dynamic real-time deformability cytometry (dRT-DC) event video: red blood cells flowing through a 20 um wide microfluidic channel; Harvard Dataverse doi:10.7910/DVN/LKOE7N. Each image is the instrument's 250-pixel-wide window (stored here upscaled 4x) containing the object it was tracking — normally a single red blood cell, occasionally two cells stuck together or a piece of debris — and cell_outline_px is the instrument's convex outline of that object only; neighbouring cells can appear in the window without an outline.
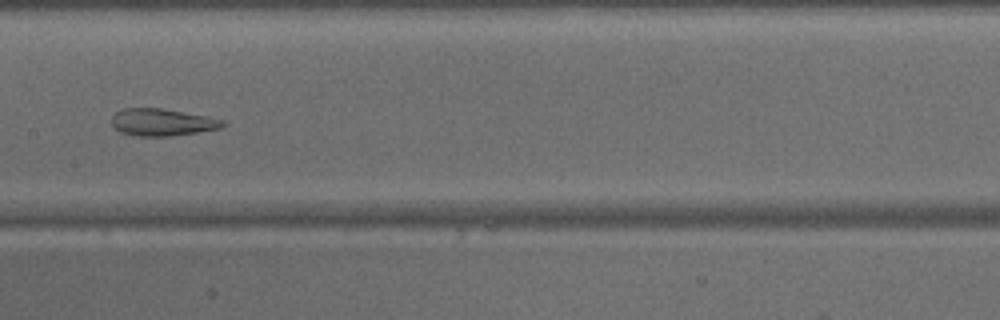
{"species": "common noctule bat (a hibernating species)", "species_latin": "Nyctalus noctula", "temperature_condition": "warm", "stored_images_in_passage": 35, "segment_of_instrument_passage": [1, 2], "camera_frame_rate_fps": 3000, "um_per_image_px": 0.085, "animal": {"sex": "male", "body_mass_g": 15.6}, "frame": {"image": 1, "passage_image": 10, "time_ms": 3.0, "image_size_px": [1000, 320], "cell_outline_px": [[228, 124], [220, 128], [196, 132], [168, 136], [140, 136], [120, 132], [112, 124], [112, 116], [116, 112], [124, 108], [160, 108], [208, 116], [224, 120]], "centroid_in_image_um": [13.8, 10.38], "position_along_channel_um": 193.6, "area_um2": 17.46}}
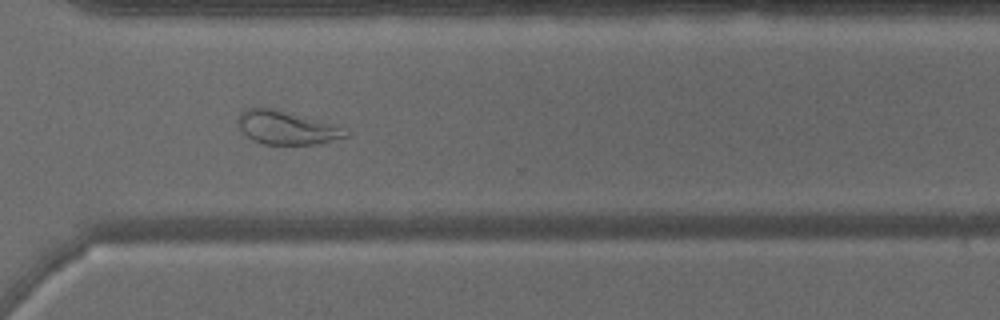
{"frame": {"image": 2, "passage_image": 21, "time_ms": 6.667, "image_size_px": [1000, 320], "cell_outline_px": [[348, 136], [320, 144], [264, 144], [252, 140], [240, 128], [236, 120], [240, 112], [244, 108], [272, 108], [328, 124], [348, 132]], "centroid_in_image_um": [24.26, 10.87], "position_along_channel_um": 346.3, "area_um2": 20.29}}
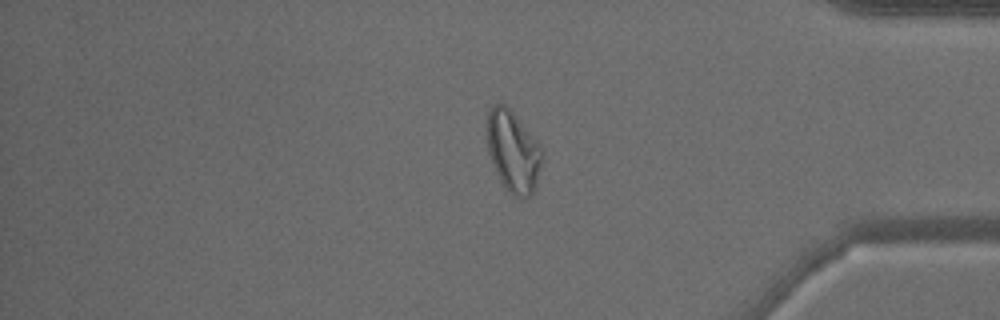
{"frame": {"image": 3, "passage_image": 26, "time_ms": 8.333, "image_size_px": [1000, 320], "cell_outline_px": [[540, 164], [536, 188], [528, 196], [516, 196], [500, 180], [492, 164], [488, 152], [484, 136], [488, 112], [496, 104], [504, 104], [516, 116], [540, 144]], "centroid_in_image_um": [43.56, 12.82], "position_along_channel_um": 391.6, "area_um2": 25.66}}